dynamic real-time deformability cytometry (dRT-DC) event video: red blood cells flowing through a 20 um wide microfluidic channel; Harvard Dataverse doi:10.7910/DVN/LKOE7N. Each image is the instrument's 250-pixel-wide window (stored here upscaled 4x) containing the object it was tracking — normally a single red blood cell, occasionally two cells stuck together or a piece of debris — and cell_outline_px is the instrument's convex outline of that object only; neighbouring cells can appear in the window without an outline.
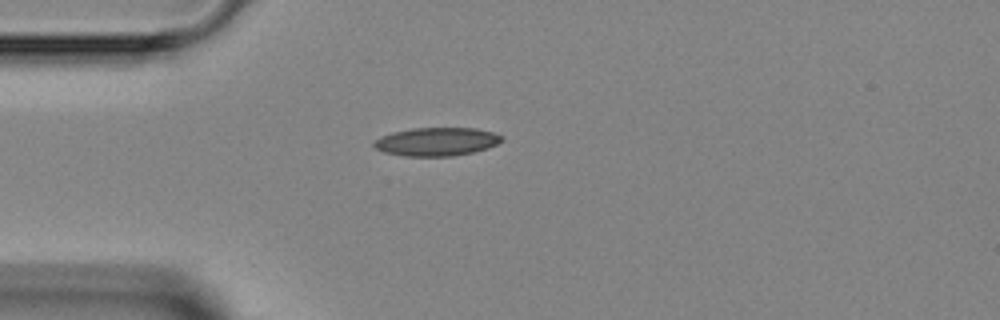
{"species": "Egyptian fruit bat (a non-hibernating species)", "species_latin": "Rousettus aegyptiacus", "temperature_condition": "room temperature", "stored_images_in_passage": 7, "camera_frame_rate_fps": 3000, "um_per_image_px": 0.085, "animal": {"sex": "female"}, "frame": {"image": 1, "passage_image": 1, "time_ms": 0.0, "image_size_px": [1000, 320], "cell_outline_px": [[504, 140], [488, 148], [472, 152], [452, 156], [404, 156], [384, 152], [376, 148], [372, 144], [380, 136], [392, 132], [412, 128], [476, 128], [492, 132], [504, 136]], "centroid_in_image_um": [37.12, 12.04], "position_along_channel_um": 47.9, "area_um2": 21.15}}